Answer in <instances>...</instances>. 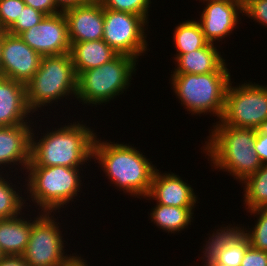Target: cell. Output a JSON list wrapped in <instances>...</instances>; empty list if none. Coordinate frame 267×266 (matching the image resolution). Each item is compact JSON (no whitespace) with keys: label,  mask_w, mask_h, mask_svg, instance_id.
I'll return each mask as SVG.
<instances>
[{"label":"cell","mask_w":267,"mask_h":266,"mask_svg":"<svg viewBox=\"0 0 267 266\" xmlns=\"http://www.w3.org/2000/svg\"><path fill=\"white\" fill-rule=\"evenodd\" d=\"M77 78L70 53L42 56L38 71L26 84L27 103L32 113L64 96L76 97Z\"/></svg>","instance_id":"cell-4"},{"label":"cell","mask_w":267,"mask_h":266,"mask_svg":"<svg viewBox=\"0 0 267 266\" xmlns=\"http://www.w3.org/2000/svg\"><path fill=\"white\" fill-rule=\"evenodd\" d=\"M70 42L97 41L103 37L104 7L98 1L63 11Z\"/></svg>","instance_id":"cell-14"},{"label":"cell","mask_w":267,"mask_h":266,"mask_svg":"<svg viewBox=\"0 0 267 266\" xmlns=\"http://www.w3.org/2000/svg\"><path fill=\"white\" fill-rule=\"evenodd\" d=\"M3 30H0V76H1V43H2Z\"/></svg>","instance_id":"cell-39"},{"label":"cell","mask_w":267,"mask_h":266,"mask_svg":"<svg viewBox=\"0 0 267 266\" xmlns=\"http://www.w3.org/2000/svg\"><path fill=\"white\" fill-rule=\"evenodd\" d=\"M240 266H267V251L249 246L244 253Z\"/></svg>","instance_id":"cell-33"},{"label":"cell","mask_w":267,"mask_h":266,"mask_svg":"<svg viewBox=\"0 0 267 266\" xmlns=\"http://www.w3.org/2000/svg\"><path fill=\"white\" fill-rule=\"evenodd\" d=\"M46 15L30 6H24L16 21L6 30L13 35H19L38 24Z\"/></svg>","instance_id":"cell-28"},{"label":"cell","mask_w":267,"mask_h":266,"mask_svg":"<svg viewBox=\"0 0 267 266\" xmlns=\"http://www.w3.org/2000/svg\"><path fill=\"white\" fill-rule=\"evenodd\" d=\"M112 143L114 142H101L96 136L93 159L98 160L112 184L138 198H145L149 193L156 166L136 147Z\"/></svg>","instance_id":"cell-2"},{"label":"cell","mask_w":267,"mask_h":266,"mask_svg":"<svg viewBox=\"0 0 267 266\" xmlns=\"http://www.w3.org/2000/svg\"><path fill=\"white\" fill-rule=\"evenodd\" d=\"M31 133L30 162L28 166H65L80 168L93 157L96 134L85 124L70 123L60 129L44 133L35 140Z\"/></svg>","instance_id":"cell-1"},{"label":"cell","mask_w":267,"mask_h":266,"mask_svg":"<svg viewBox=\"0 0 267 266\" xmlns=\"http://www.w3.org/2000/svg\"><path fill=\"white\" fill-rule=\"evenodd\" d=\"M239 13L243 15V0L208 1L198 20L206 41L214 44L232 33L239 22Z\"/></svg>","instance_id":"cell-13"},{"label":"cell","mask_w":267,"mask_h":266,"mask_svg":"<svg viewBox=\"0 0 267 266\" xmlns=\"http://www.w3.org/2000/svg\"><path fill=\"white\" fill-rule=\"evenodd\" d=\"M24 6L23 0H0V30L6 31L16 21Z\"/></svg>","instance_id":"cell-30"},{"label":"cell","mask_w":267,"mask_h":266,"mask_svg":"<svg viewBox=\"0 0 267 266\" xmlns=\"http://www.w3.org/2000/svg\"><path fill=\"white\" fill-rule=\"evenodd\" d=\"M23 1L26 6H30L44 13L46 16L55 15L62 12L59 11L60 9L55 3V0H23Z\"/></svg>","instance_id":"cell-34"},{"label":"cell","mask_w":267,"mask_h":266,"mask_svg":"<svg viewBox=\"0 0 267 266\" xmlns=\"http://www.w3.org/2000/svg\"><path fill=\"white\" fill-rule=\"evenodd\" d=\"M55 3L62 12L66 9L84 4L82 0H55Z\"/></svg>","instance_id":"cell-36"},{"label":"cell","mask_w":267,"mask_h":266,"mask_svg":"<svg viewBox=\"0 0 267 266\" xmlns=\"http://www.w3.org/2000/svg\"><path fill=\"white\" fill-rule=\"evenodd\" d=\"M174 93L192 114H216L222 117L225 95L231 81L230 72H210L207 74H171Z\"/></svg>","instance_id":"cell-5"},{"label":"cell","mask_w":267,"mask_h":266,"mask_svg":"<svg viewBox=\"0 0 267 266\" xmlns=\"http://www.w3.org/2000/svg\"><path fill=\"white\" fill-rule=\"evenodd\" d=\"M18 36L41 56L70 53L68 25L63 12L45 16Z\"/></svg>","instance_id":"cell-11"},{"label":"cell","mask_w":267,"mask_h":266,"mask_svg":"<svg viewBox=\"0 0 267 266\" xmlns=\"http://www.w3.org/2000/svg\"><path fill=\"white\" fill-rule=\"evenodd\" d=\"M106 9L128 12L148 19L151 0H99Z\"/></svg>","instance_id":"cell-27"},{"label":"cell","mask_w":267,"mask_h":266,"mask_svg":"<svg viewBox=\"0 0 267 266\" xmlns=\"http://www.w3.org/2000/svg\"><path fill=\"white\" fill-rule=\"evenodd\" d=\"M31 221L22 216L0 219V250L3 255H23L35 220Z\"/></svg>","instance_id":"cell-20"},{"label":"cell","mask_w":267,"mask_h":266,"mask_svg":"<svg viewBox=\"0 0 267 266\" xmlns=\"http://www.w3.org/2000/svg\"><path fill=\"white\" fill-rule=\"evenodd\" d=\"M200 1H203V3H204V1L208 2V1H214V0H200Z\"/></svg>","instance_id":"cell-41"},{"label":"cell","mask_w":267,"mask_h":266,"mask_svg":"<svg viewBox=\"0 0 267 266\" xmlns=\"http://www.w3.org/2000/svg\"><path fill=\"white\" fill-rule=\"evenodd\" d=\"M87 261L82 259L81 256H69L60 266H88Z\"/></svg>","instance_id":"cell-37"},{"label":"cell","mask_w":267,"mask_h":266,"mask_svg":"<svg viewBox=\"0 0 267 266\" xmlns=\"http://www.w3.org/2000/svg\"><path fill=\"white\" fill-rule=\"evenodd\" d=\"M203 265L204 266H227V265H223V264L217 262L216 260L208 261V262L204 263Z\"/></svg>","instance_id":"cell-38"},{"label":"cell","mask_w":267,"mask_h":266,"mask_svg":"<svg viewBox=\"0 0 267 266\" xmlns=\"http://www.w3.org/2000/svg\"><path fill=\"white\" fill-rule=\"evenodd\" d=\"M146 20L143 16L104 8L102 39L118 54L138 59L147 51ZM145 29V30H144Z\"/></svg>","instance_id":"cell-9"},{"label":"cell","mask_w":267,"mask_h":266,"mask_svg":"<svg viewBox=\"0 0 267 266\" xmlns=\"http://www.w3.org/2000/svg\"><path fill=\"white\" fill-rule=\"evenodd\" d=\"M42 56L18 35L3 31L1 76L27 84L40 67Z\"/></svg>","instance_id":"cell-12"},{"label":"cell","mask_w":267,"mask_h":266,"mask_svg":"<svg viewBox=\"0 0 267 266\" xmlns=\"http://www.w3.org/2000/svg\"><path fill=\"white\" fill-rule=\"evenodd\" d=\"M31 129L30 124L0 127V167H3L1 164L16 163L24 166L22 169H27L30 162Z\"/></svg>","instance_id":"cell-17"},{"label":"cell","mask_w":267,"mask_h":266,"mask_svg":"<svg viewBox=\"0 0 267 266\" xmlns=\"http://www.w3.org/2000/svg\"><path fill=\"white\" fill-rule=\"evenodd\" d=\"M214 44L207 43L203 48L189 53L176 55V69L173 73L207 74L210 72H228L225 60Z\"/></svg>","instance_id":"cell-18"},{"label":"cell","mask_w":267,"mask_h":266,"mask_svg":"<svg viewBox=\"0 0 267 266\" xmlns=\"http://www.w3.org/2000/svg\"><path fill=\"white\" fill-rule=\"evenodd\" d=\"M195 207H176L157 204L152 209L150 215L156 226L166 232H179L191 223V218Z\"/></svg>","instance_id":"cell-21"},{"label":"cell","mask_w":267,"mask_h":266,"mask_svg":"<svg viewBox=\"0 0 267 266\" xmlns=\"http://www.w3.org/2000/svg\"><path fill=\"white\" fill-rule=\"evenodd\" d=\"M244 204L248 210L267 208V164H263L244 182Z\"/></svg>","instance_id":"cell-23"},{"label":"cell","mask_w":267,"mask_h":266,"mask_svg":"<svg viewBox=\"0 0 267 266\" xmlns=\"http://www.w3.org/2000/svg\"><path fill=\"white\" fill-rule=\"evenodd\" d=\"M231 85L230 81L226 90L224 111L216 125L256 130L267 120V87L255 82L239 84V87Z\"/></svg>","instance_id":"cell-8"},{"label":"cell","mask_w":267,"mask_h":266,"mask_svg":"<svg viewBox=\"0 0 267 266\" xmlns=\"http://www.w3.org/2000/svg\"><path fill=\"white\" fill-rule=\"evenodd\" d=\"M27 193L40 212L54 213L77 196L81 179L78 168L27 166Z\"/></svg>","instance_id":"cell-6"},{"label":"cell","mask_w":267,"mask_h":266,"mask_svg":"<svg viewBox=\"0 0 267 266\" xmlns=\"http://www.w3.org/2000/svg\"><path fill=\"white\" fill-rule=\"evenodd\" d=\"M251 215H259L255 227L245 230L250 246L255 249L267 251V208L248 210Z\"/></svg>","instance_id":"cell-26"},{"label":"cell","mask_w":267,"mask_h":266,"mask_svg":"<svg viewBox=\"0 0 267 266\" xmlns=\"http://www.w3.org/2000/svg\"><path fill=\"white\" fill-rule=\"evenodd\" d=\"M254 149L262 164H267V120L256 129Z\"/></svg>","instance_id":"cell-32"},{"label":"cell","mask_w":267,"mask_h":266,"mask_svg":"<svg viewBox=\"0 0 267 266\" xmlns=\"http://www.w3.org/2000/svg\"><path fill=\"white\" fill-rule=\"evenodd\" d=\"M212 134L203 151L211 158L213 167L222 169L244 182L263 164L254 149L255 129L228 125H213Z\"/></svg>","instance_id":"cell-3"},{"label":"cell","mask_w":267,"mask_h":266,"mask_svg":"<svg viewBox=\"0 0 267 266\" xmlns=\"http://www.w3.org/2000/svg\"><path fill=\"white\" fill-rule=\"evenodd\" d=\"M84 3H95L98 2L99 0H82Z\"/></svg>","instance_id":"cell-40"},{"label":"cell","mask_w":267,"mask_h":266,"mask_svg":"<svg viewBox=\"0 0 267 266\" xmlns=\"http://www.w3.org/2000/svg\"><path fill=\"white\" fill-rule=\"evenodd\" d=\"M50 215L42 212L32 223L28 245L22 255L30 266H60L69 257L64 254L65 246L56 218Z\"/></svg>","instance_id":"cell-10"},{"label":"cell","mask_w":267,"mask_h":266,"mask_svg":"<svg viewBox=\"0 0 267 266\" xmlns=\"http://www.w3.org/2000/svg\"><path fill=\"white\" fill-rule=\"evenodd\" d=\"M156 204L176 207H194L197 198L191 185L174 173H159L156 168L148 195Z\"/></svg>","instance_id":"cell-15"},{"label":"cell","mask_w":267,"mask_h":266,"mask_svg":"<svg viewBox=\"0 0 267 266\" xmlns=\"http://www.w3.org/2000/svg\"><path fill=\"white\" fill-rule=\"evenodd\" d=\"M31 112L26 85L0 76V127L29 124L25 118Z\"/></svg>","instance_id":"cell-16"},{"label":"cell","mask_w":267,"mask_h":266,"mask_svg":"<svg viewBox=\"0 0 267 266\" xmlns=\"http://www.w3.org/2000/svg\"><path fill=\"white\" fill-rule=\"evenodd\" d=\"M249 246V241L245 236L238 243L225 247L215 260L227 266H240L244 253Z\"/></svg>","instance_id":"cell-29"},{"label":"cell","mask_w":267,"mask_h":266,"mask_svg":"<svg viewBox=\"0 0 267 266\" xmlns=\"http://www.w3.org/2000/svg\"><path fill=\"white\" fill-rule=\"evenodd\" d=\"M221 227V229H217L216 233L213 232L211 238L209 237V240L206 241L207 244L205 245V249L203 251L204 257H201V259L205 258L203 260L204 263L215 260L219 253L224 250L225 247L231 246L232 244H236L239 241H241L245 237V231L246 228L242 229V227L238 226H227V227ZM227 228V229H226Z\"/></svg>","instance_id":"cell-24"},{"label":"cell","mask_w":267,"mask_h":266,"mask_svg":"<svg viewBox=\"0 0 267 266\" xmlns=\"http://www.w3.org/2000/svg\"><path fill=\"white\" fill-rule=\"evenodd\" d=\"M0 175V219H8L21 215L26 200L13 188L12 183L5 181ZM25 201V202H24Z\"/></svg>","instance_id":"cell-25"},{"label":"cell","mask_w":267,"mask_h":266,"mask_svg":"<svg viewBox=\"0 0 267 266\" xmlns=\"http://www.w3.org/2000/svg\"><path fill=\"white\" fill-rule=\"evenodd\" d=\"M70 43V55L77 75L108 63L118 55L103 39Z\"/></svg>","instance_id":"cell-19"},{"label":"cell","mask_w":267,"mask_h":266,"mask_svg":"<svg viewBox=\"0 0 267 266\" xmlns=\"http://www.w3.org/2000/svg\"><path fill=\"white\" fill-rule=\"evenodd\" d=\"M0 266H30L22 256L3 255L0 258Z\"/></svg>","instance_id":"cell-35"},{"label":"cell","mask_w":267,"mask_h":266,"mask_svg":"<svg viewBox=\"0 0 267 266\" xmlns=\"http://www.w3.org/2000/svg\"><path fill=\"white\" fill-rule=\"evenodd\" d=\"M173 39L178 52L176 55L203 48L208 43L199 22L195 20L180 23L174 30Z\"/></svg>","instance_id":"cell-22"},{"label":"cell","mask_w":267,"mask_h":266,"mask_svg":"<svg viewBox=\"0 0 267 266\" xmlns=\"http://www.w3.org/2000/svg\"><path fill=\"white\" fill-rule=\"evenodd\" d=\"M243 13L267 26V0H243Z\"/></svg>","instance_id":"cell-31"},{"label":"cell","mask_w":267,"mask_h":266,"mask_svg":"<svg viewBox=\"0 0 267 266\" xmlns=\"http://www.w3.org/2000/svg\"><path fill=\"white\" fill-rule=\"evenodd\" d=\"M136 62V58L118 54L108 63L79 73L76 98L96 106L113 100L128 89Z\"/></svg>","instance_id":"cell-7"}]
</instances>
